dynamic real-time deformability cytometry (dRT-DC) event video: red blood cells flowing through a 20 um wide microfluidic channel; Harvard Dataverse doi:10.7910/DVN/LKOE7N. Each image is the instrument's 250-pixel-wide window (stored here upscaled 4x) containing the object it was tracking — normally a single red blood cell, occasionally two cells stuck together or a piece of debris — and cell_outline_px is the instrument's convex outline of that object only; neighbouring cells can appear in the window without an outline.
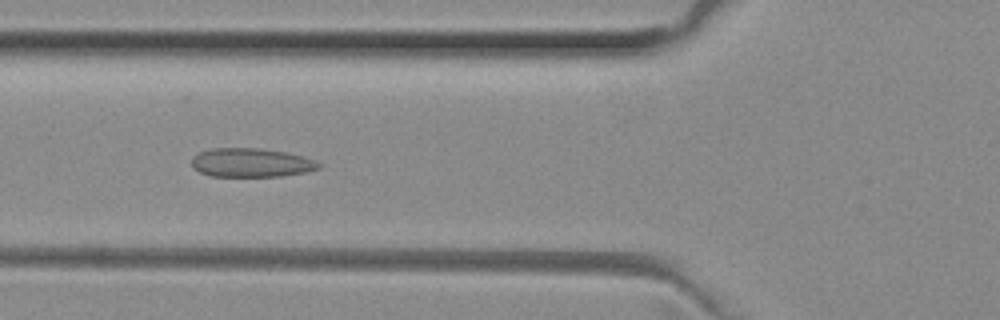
{"species": "common noctule bat (a hibernating species)", "species_latin": "Nyctalus noctula", "temperature_condition": "room temperature", "stored_images_in_passage": 38, "camera_frame_rate_fps": 3000, "um_per_image_px": 0.085, "animal": {"sex": "female", "body_mass_g": 29.2, "forearm_length_mm": 56.3}, "frame": {"image": 1, "passage_image": 17, "time_ms": 5.333, "image_size_px": [1000, 320], "cell_outline_px": [[324, 164], [320, 168], [304, 172], [280, 176], [212, 176], [200, 172], [192, 168], [192, 156], [200, 152], [212, 148], [260, 148], [284, 152], [304, 156], [316, 160]], "centroid_in_image_um": [21.37, 13.82], "position_along_channel_um": 104.4, "area_um2": 21.44}}
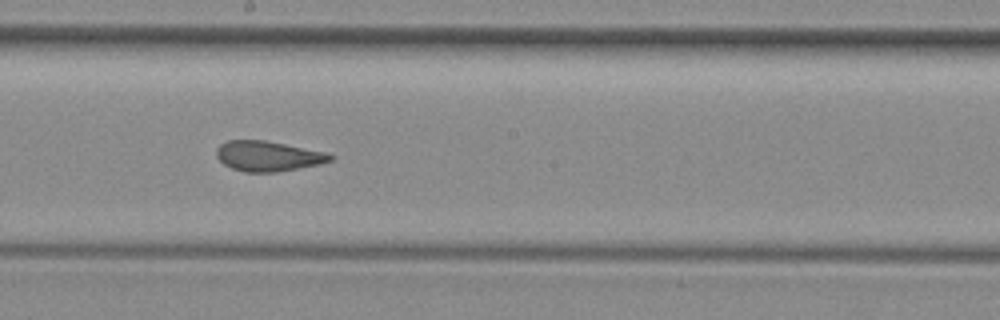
{"frame": {"image": 2, "passage_image": 26, "time_ms": 8.333, "image_size_px": [1000, 320], "cell_outline_px": [[336, 156], [332, 160], [320, 164], [276, 172], [244, 172], [232, 168], [224, 164], [216, 156], [216, 148], [220, 144], [228, 140], [264, 140], [324, 152]], "centroid_in_image_um": [22.76, 13.27], "position_along_channel_um": 225.4, "area_um2": 19.88}}
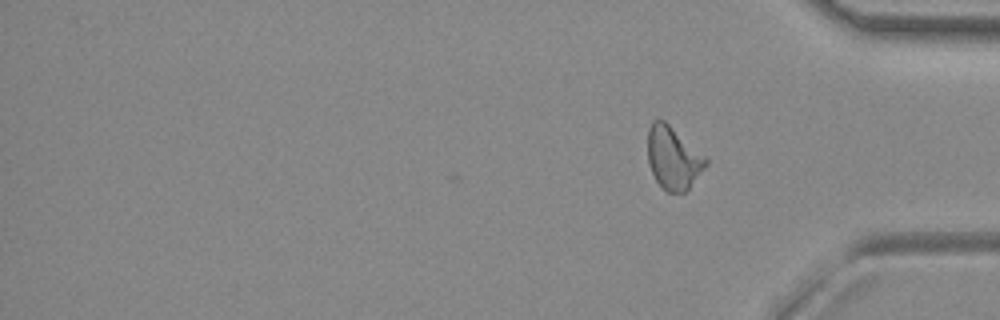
{"frame": {"image": 3, "passage_image": 38, "time_ms": 12.333, "image_size_px": [1000, 320], "cell_outline_px": [[708, 164], [688, 188], [684, 192], [668, 192], [656, 180], [648, 164], [648, 128], [652, 120], [664, 120], [704, 156], [708, 160]], "centroid_in_image_um": [57.2, 13.42], "position_along_channel_um": 378.0, "area_um2": 20.75}, "authors_computed_cell_mechanics": {"area_um2": 20.9525, "velocity_mm_per_s": 4.0203, "shape_relaxation_time_tau1_ms": null, "shape_relaxation_time_tau2_ms": 1.6285, "deformation_change_tau1": null, "deformation_change_tau2": 0.0912}}